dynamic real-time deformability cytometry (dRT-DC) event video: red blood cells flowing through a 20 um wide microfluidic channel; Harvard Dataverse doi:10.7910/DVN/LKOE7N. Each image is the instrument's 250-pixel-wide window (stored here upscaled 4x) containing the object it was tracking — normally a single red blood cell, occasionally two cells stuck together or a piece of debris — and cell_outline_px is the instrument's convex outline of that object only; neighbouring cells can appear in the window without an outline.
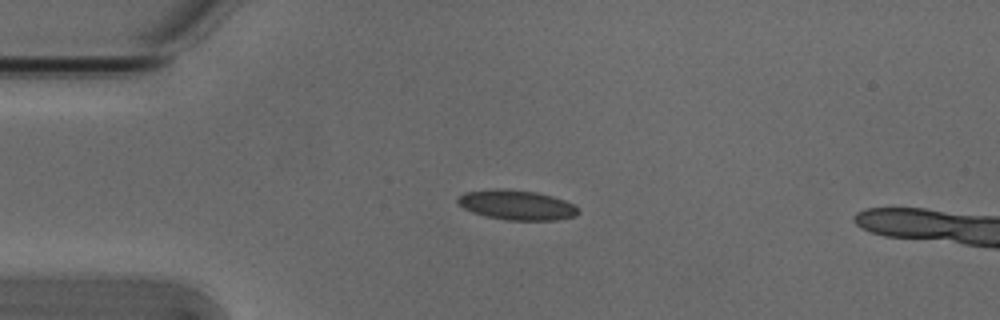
{"species": "Egyptian fruit bat (a non-hibernating species)", "species_latin": "Rousettus aegyptiacus", "temperature_condition": "cold", "stored_images_in_passage": 16, "camera_frame_rate_fps": 3000, "um_per_image_px": 0.085, "animal": {"sex": "male"}, "frame": {"image": 1, "passage_image": 12, "time_ms": 3.667, "image_size_px": [1000, 320], "cell_outline_px": [[580, 212], [576, 216], [556, 220], [504, 220], [484, 216], [472, 212], [456, 204], [456, 200], [464, 192], [496, 188], [504, 188], [536, 192], [552, 196], [564, 200], [580, 208]], "centroid_in_image_um": [43.91, 17.42], "position_along_channel_um": 41.1, "area_um2": 21.21}}